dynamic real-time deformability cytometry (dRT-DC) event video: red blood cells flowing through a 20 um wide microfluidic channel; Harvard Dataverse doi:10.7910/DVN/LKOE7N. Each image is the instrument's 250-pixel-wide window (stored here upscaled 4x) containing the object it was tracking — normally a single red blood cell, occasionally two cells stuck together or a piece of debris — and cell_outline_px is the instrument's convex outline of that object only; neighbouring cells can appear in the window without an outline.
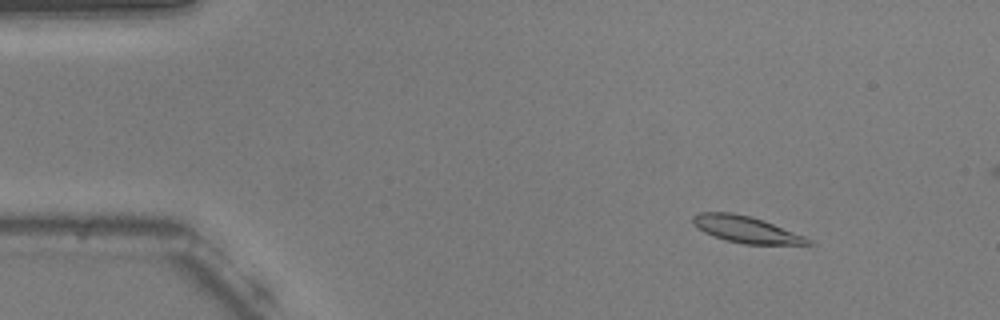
{"species": "common noctule bat (a hibernating species)", "species_latin": "Nyctalus noctula", "temperature_condition": "warm", "stored_images_in_passage": 15, "camera_frame_rate_fps": 3000, "um_per_image_px": 0.085, "animal": {"sex": "male", "body_mass_g": 20.5, "forearm_length_mm": 52.5}, "frame": {"image": 1, "passage_image": 7, "time_ms": 2.0, "image_size_px": [1000, 320], "cell_outline_px": [[816, 244], [744, 244], [728, 240], [704, 232], [696, 228], [692, 224], [692, 216], [700, 212], [732, 212], [752, 216], [764, 220], [804, 236], [812, 240]], "centroid_in_image_um": [63.4, 19.48], "position_along_channel_um": 21.6, "area_um2": 17.8}}